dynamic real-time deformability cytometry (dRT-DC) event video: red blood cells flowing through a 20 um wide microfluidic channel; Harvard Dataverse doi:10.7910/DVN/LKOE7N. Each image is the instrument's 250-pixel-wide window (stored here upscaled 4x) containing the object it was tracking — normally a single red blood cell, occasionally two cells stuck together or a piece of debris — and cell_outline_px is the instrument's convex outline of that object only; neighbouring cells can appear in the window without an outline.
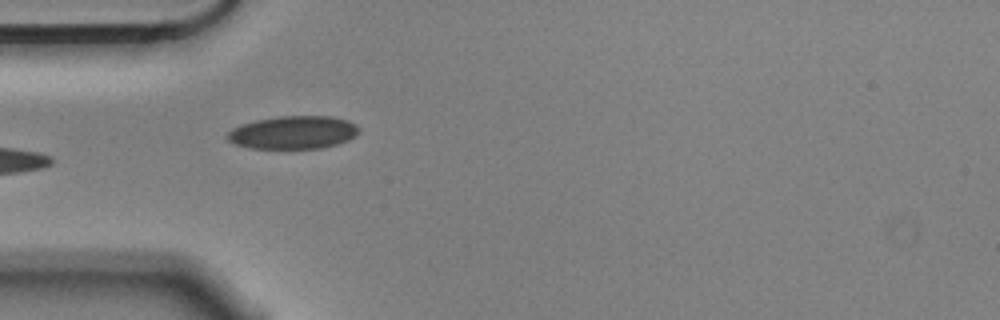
{"species": "Egyptian fruit bat (a non-hibernating species)", "species_latin": "Rousettus aegyptiacus", "temperature_condition": "cold", "stored_images_in_passage": 3, "camera_frame_rate_fps": 3000, "um_per_image_px": 0.085, "animal": {"sex": "male"}, "frame": {"image": 1, "passage_image": 2, "time_ms": 0.333, "image_size_px": [1000, 320], "cell_outline_px": [[360, 132], [356, 136], [348, 140], [324, 148], [248, 148], [236, 144], [228, 140], [224, 136], [232, 128], [240, 124], [256, 120], [276, 116], [332, 116], [348, 120], [356, 124], [360, 128]], "centroid_in_image_um": [24.93, 11.25], "position_along_channel_um": 60.1, "area_um2": 25.61}}
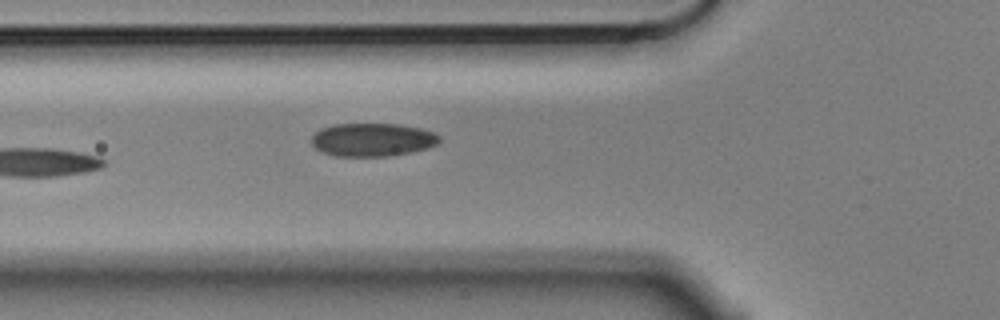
{"frame": {"image": 2, "passage_image": 3, "time_ms": 0.667, "image_size_px": [1000, 320], "cell_outline_px": [[440, 140], [436, 144], [428, 148], [412, 152], [388, 156], [336, 156], [324, 152], [316, 148], [312, 144], [312, 136], [320, 128], [332, 124], [400, 124], [420, 128], [432, 132], [440, 136]], "centroid_in_image_um": [31.66, 11.87], "position_along_channel_um": 94.1, "area_um2": 24.74}}